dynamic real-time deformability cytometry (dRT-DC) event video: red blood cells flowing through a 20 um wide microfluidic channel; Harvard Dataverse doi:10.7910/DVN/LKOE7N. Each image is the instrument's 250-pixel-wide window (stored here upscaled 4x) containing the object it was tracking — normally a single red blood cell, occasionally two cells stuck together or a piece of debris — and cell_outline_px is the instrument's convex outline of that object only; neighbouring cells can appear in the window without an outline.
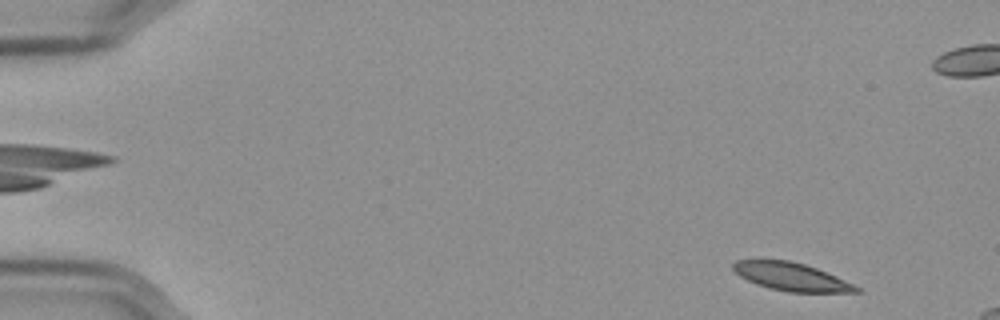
{"species": "Egyptian fruit bat (a non-hibernating species)", "species_latin": "Rousettus aegyptiacus", "temperature_condition": "cold", "stored_images_in_passage": 13, "camera_frame_rate_fps": 3000, "um_per_image_px": 0.085, "frame": {"image": 1, "passage_image": 3, "time_ms": 0.667, "image_size_px": [1000, 320], "cell_outline_px": [[860, 292], [788, 292], [756, 284], [740, 276], [732, 268], [732, 264], [736, 260], [788, 260], [804, 264], [816, 268], [836, 276], [860, 288]], "centroid_in_image_um": [67.25, 23.52], "position_along_channel_um": 17.8, "area_um2": 19.77}}